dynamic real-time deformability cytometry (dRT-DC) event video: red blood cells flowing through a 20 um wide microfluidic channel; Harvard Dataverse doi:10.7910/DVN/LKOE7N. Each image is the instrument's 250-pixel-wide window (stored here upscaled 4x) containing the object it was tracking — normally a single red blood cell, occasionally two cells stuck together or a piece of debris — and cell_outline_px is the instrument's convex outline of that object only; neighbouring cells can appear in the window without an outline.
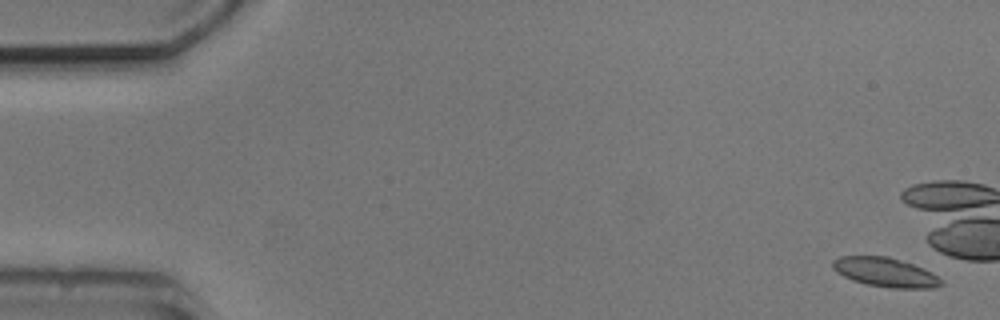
{"species": "common noctule bat (a hibernating species)", "species_latin": "Nyctalus noctula", "temperature_condition": "cold", "stored_images_in_passage": 5, "camera_frame_rate_fps": 3000, "um_per_image_px": 0.085, "animal": {"sex": "male", "body_mass_g": 20.5, "forearm_length_mm": 52.5}, "frame": {"image": 1, "passage_image": 1, "time_ms": 0.0, "image_size_px": [1000, 320], "cell_outline_px": [[944, 284], [932, 288], [888, 288], [868, 284], [852, 280], [836, 272], [832, 268], [832, 260], [840, 256], [888, 256], [924, 268], [932, 272], [944, 280]], "centroid_in_image_um": [75.27, 23.14], "position_along_channel_um": 9.7, "area_um2": 18.61}}